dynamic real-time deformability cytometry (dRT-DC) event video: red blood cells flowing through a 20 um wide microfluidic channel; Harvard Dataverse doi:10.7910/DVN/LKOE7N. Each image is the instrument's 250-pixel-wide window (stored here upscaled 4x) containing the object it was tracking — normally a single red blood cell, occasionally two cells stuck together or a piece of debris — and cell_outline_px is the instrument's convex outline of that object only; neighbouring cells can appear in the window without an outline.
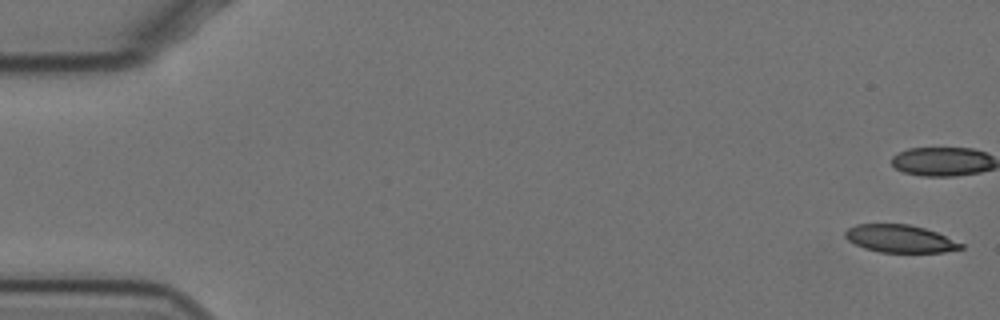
{"species": "Egyptian fruit bat (a non-hibernating species)", "species_latin": "Rousettus aegyptiacus", "temperature_condition": "cold", "stored_images_in_passage": 20, "camera_frame_rate_fps": 3000, "um_per_image_px": 0.085, "animal": {"sex": "female"}, "frame": {"image": 1, "passage_image": 1, "time_ms": 0.0, "image_size_px": [1000, 320], "cell_outline_px": [[964, 248], [944, 252], [880, 252], [864, 248], [848, 240], [844, 236], [844, 232], [848, 228], [856, 224], [908, 224], [924, 228], [936, 232], [964, 244]], "centroid_in_image_um": [76.5, 20.29], "position_along_channel_um": 8.5, "area_um2": 18.55}}